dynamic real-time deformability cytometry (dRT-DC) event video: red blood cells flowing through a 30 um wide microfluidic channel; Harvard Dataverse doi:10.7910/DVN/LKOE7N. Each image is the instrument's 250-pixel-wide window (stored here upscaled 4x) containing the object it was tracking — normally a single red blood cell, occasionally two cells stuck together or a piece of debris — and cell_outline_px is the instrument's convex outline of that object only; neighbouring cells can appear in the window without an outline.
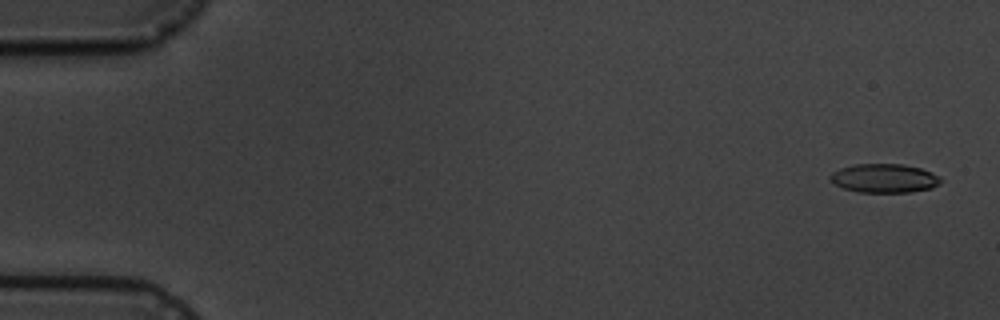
{"species": "common noctule bat (a hibernating species)", "species_latin": "Nyctalus noctula", "temperature_condition": "cold", "stored_images_in_passage": 15, "camera_frame_rate_fps": 3000, "um_per_image_px": 0.085, "animal": {"sex": "male", "body_mass_g": 19.5, "forearm_length_mm": 54.6}, "frame": {"image": 1, "passage_image": 1, "time_ms": 0.0, "image_size_px": [1000, 320], "cell_outline_px": [[940, 184], [932, 188], [912, 192], [860, 192], [844, 188], [828, 180], [832, 172], [840, 168], [856, 164], [904, 164], [920, 168], [932, 172], [940, 176]], "centroid_in_image_um": [75.18, 15.15], "position_along_channel_um": 9.8, "area_um2": 18.61}}
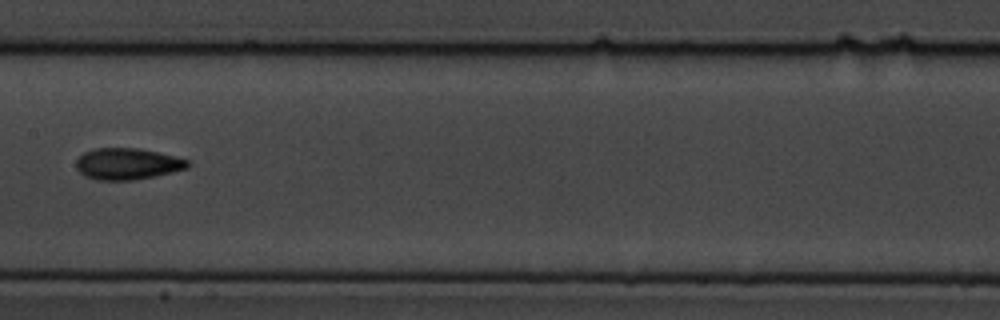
{"frame": {"image": 2, "passage_image": 8, "time_ms": 9.0, "image_size_px": [1000, 320], "cell_outline_px": [[188, 168], [156, 176], [132, 180], [96, 180], [84, 176], [76, 168], [76, 160], [84, 152], [92, 148], [140, 148], [188, 160]], "centroid_in_image_um": [10.78, 13.93], "position_along_channel_um": 196.6, "area_um2": 20.4}}
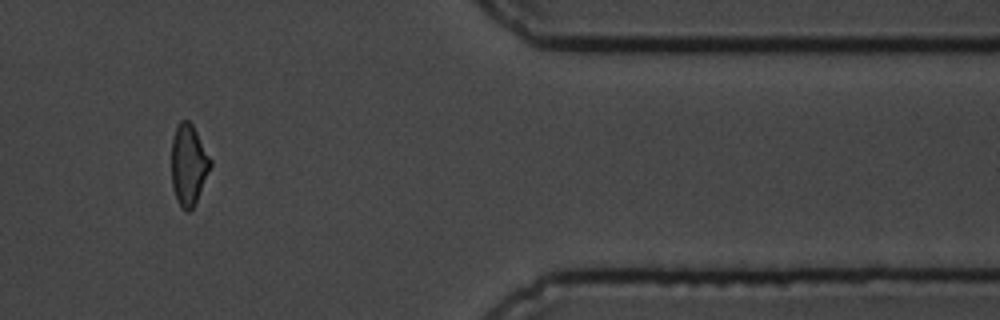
{"frame": {"image": 3, "passage_image": 13, "time_ms": 15.333, "image_size_px": [1000, 320], "cell_outline_px": [[212, 164], [196, 200], [192, 208], [188, 212], [184, 212], [180, 208], [176, 200], [172, 184], [172, 140], [176, 128], [180, 120], [188, 120], [192, 124], [212, 160]], "centroid_in_image_um": [16.02, 14.02], "position_along_channel_um": 395.4, "area_um2": 18.21}, "authors_computed_cell_mechanics": {"area_um2": 19.2474, "velocity_mm_per_s": 3.5723, "shape_relaxation_time_tau1_ms": 6.0499, "shape_relaxation_time_tau2_ms": 5.39, "deformation_change_tau1": 0.1365, "deformation_change_tau2": 0.0814}}